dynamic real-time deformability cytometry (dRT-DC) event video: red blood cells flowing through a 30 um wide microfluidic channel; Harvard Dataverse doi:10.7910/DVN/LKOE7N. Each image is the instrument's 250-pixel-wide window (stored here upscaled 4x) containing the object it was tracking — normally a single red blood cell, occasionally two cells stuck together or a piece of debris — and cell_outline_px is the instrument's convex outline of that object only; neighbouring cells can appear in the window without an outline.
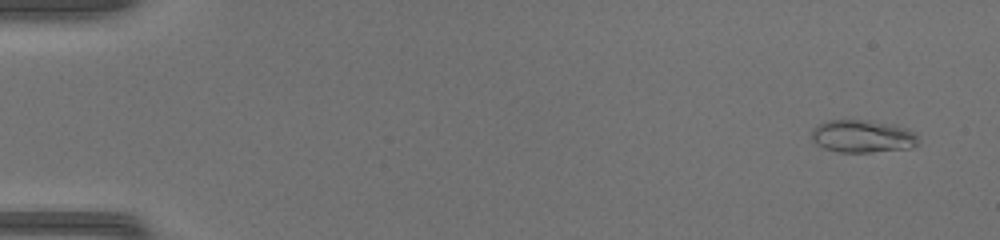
{"species": "common noctule bat (a hibernating species)", "species_latin": "Nyctalus noctula", "temperature_condition": "warm", "stored_images_in_passage": 49, "camera_frame_rate_fps": 3000, "um_per_image_px": 0.085, "animal": {"sex": "female", "body_mass_g": 17.0, "forearm_length_mm": 48.0}, "frame": {"image": 1, "passage_image": 3, "time_ms": 0.667, "image_size_px": [1000, 240], "cell_outline_px": [[916, 144], [912, 148], [868, 152], [840, 152], [824, 148], [816, 144], [812, 140], [812, 128], [824, 120], [868, 120], [896, 124], [908, 128], [916, 132]], "centroid_in_image_um": [73.31, 11.56], "position_along_channel_um": 11.7, "area_um2": 20.52}}
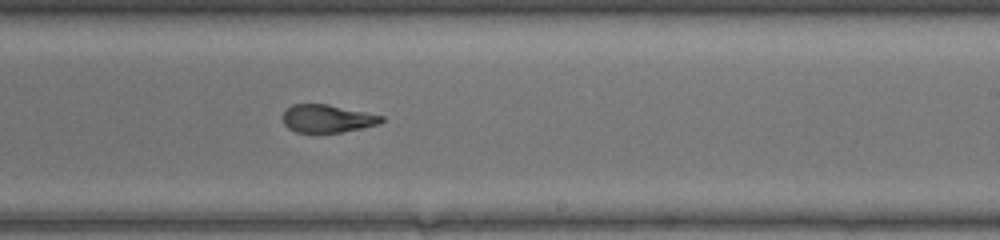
{"frame": {"image": 2, "passage_image": 31, "time_ms": 10.0, "image_size_px": [1000, 240], "cell_outline_px": [[384, 120], [380, 124], [340, 132], [296, 132], [288, 128], [284, 124], [284, 112], [292, 104], [328, 104], [384, 116]], "centroid_in_image_um": [27.83, 10.07], "position_along_channel_um": 261.2, "area_um2": 15.84}}
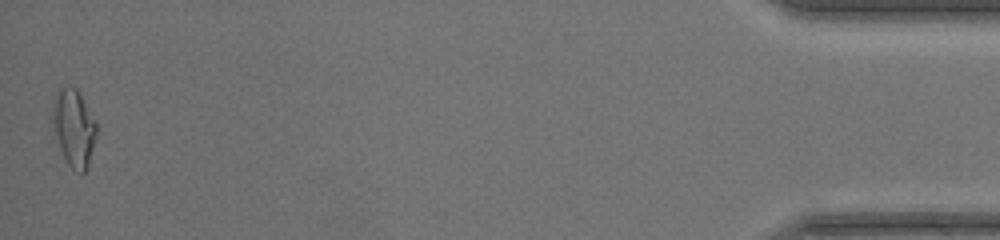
{"frame": {"image": 3, "passage_image": 49, "time_ms": 16.0, "image_size_px": [1000, 240], "cell_outline_px": [[96, 136], [88, 164], [84, 172], [80, 172], [72, 168], [68, 164], [60, 148], [56, 136], [52, 120], [52, 100], [56, 92], [60, 88], [76, 88], [80, 92], [96, 120]], "centroid_in_image_um": [6.28, 10.81], "position_along_channel_um": 428.9, "area_um2": 19.54}, "authors_computed_cell_mechanics": {"area_um2": 17.9758, "velocity_mm_per_s": 4.3148, "shape_relaxation_time_tau1_ms": 10.3269, "shape_relaxation_time_tau2_ms": 0.9893, "deformation_change_tau1": 0.3499, "deformation_change_tau2": 0.0799}}